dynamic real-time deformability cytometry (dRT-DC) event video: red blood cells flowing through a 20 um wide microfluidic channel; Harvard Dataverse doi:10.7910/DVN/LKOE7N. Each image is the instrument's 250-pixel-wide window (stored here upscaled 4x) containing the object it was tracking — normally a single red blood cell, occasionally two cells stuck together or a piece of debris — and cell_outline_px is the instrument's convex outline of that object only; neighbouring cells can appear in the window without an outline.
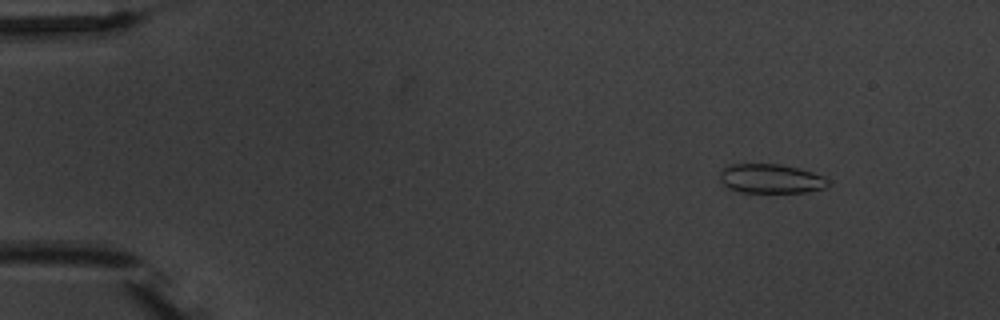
{"species": "common noctule bat (a hibernating species)", "species_latin": "Nyctalus noctula", "temperature_condition": "warm", "stored_images_in_passage": 4, "camera_frame_rate_fps": 3000, "um_per_image_px": 0.085, "animal": {"sex": "male", "body_mass_g": 20.1, "forearm_length_mm": 53.5}, "frame": {"image": 1, "passage_image": 1, "time_ms": 0.0, "image_size_px": [1000, 320], "cell_outline_px": [[832, 184], [828, 188], [808, 192], [740, 192], [728, 188], [720, 180], [720, 168], [732, 164], [780, 164], [800, 168], [824, 176]], "centroid_in_image_um": [65.56, 15.19], "position_along_channel_um": 19.4, "area_um2": 18.79}}
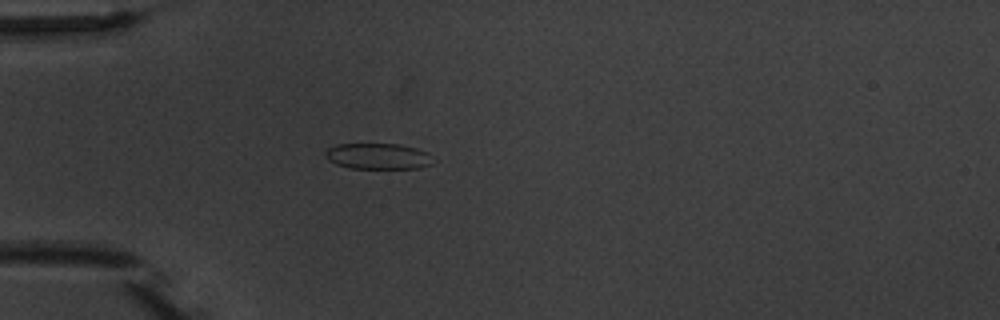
{"frame": {"image": 2, "passage_image": 3, "time_ms": 3.333, "image_size_px": [1000, 320], "cell_outline_px": [[432, 164], [420, 168], [348, 168], [336, 164], [328, 160], [324, 156], [324, 152], [328, 148], [336, 144], [400, 144], [416, 148], [428, 152]], "centroid_in_image_um": [32.09, 13.28], "position_along_channel_um": 52.9, "area_um2": 16.3}}